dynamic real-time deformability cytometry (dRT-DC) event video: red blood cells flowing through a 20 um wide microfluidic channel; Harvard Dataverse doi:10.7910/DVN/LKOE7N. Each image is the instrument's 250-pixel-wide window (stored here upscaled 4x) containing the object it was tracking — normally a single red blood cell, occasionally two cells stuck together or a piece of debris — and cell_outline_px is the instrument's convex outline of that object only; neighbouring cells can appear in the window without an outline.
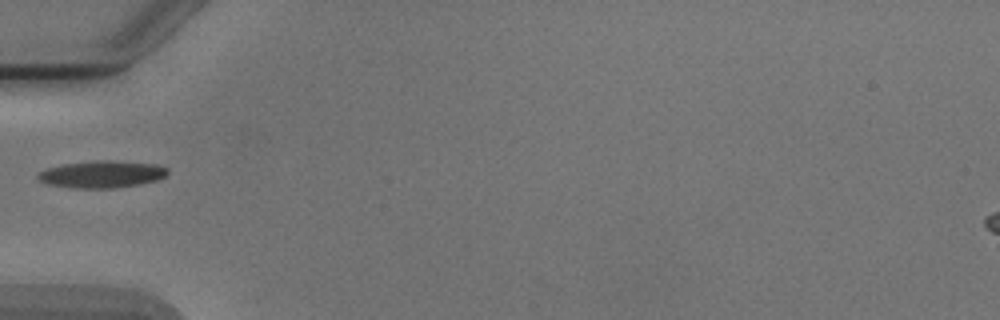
{"species": "Egyptian fruit bat (a non-hibernating species)", "species_latin": "Rousettus aegyptiacus", "temperature_condition": "cold", "stored_images_in_passage": 4, "camera_frame_rate_fps": 3000, "um_per_image_px": 0.085, "animal": {"sex": "male"}, "frame": {"image": 1, "passage_image": 4, "time_ms": 4.333, "image_size_px": [1000, 320], "cell_outline_px": [[168, 172], [164, 176], [156, 180], [140, 184], [112, 188], [72, 188], [48, 184], [40, 180], [36, 176], [40, 172], [48, 168], [64, 164], [104, 160], [108, 160], [156, 164], [168, 168]], "centroid_in_image_um": [8.67, 14.81], "position_along_channel_um": 76.3, "area_um2": 20.17}}